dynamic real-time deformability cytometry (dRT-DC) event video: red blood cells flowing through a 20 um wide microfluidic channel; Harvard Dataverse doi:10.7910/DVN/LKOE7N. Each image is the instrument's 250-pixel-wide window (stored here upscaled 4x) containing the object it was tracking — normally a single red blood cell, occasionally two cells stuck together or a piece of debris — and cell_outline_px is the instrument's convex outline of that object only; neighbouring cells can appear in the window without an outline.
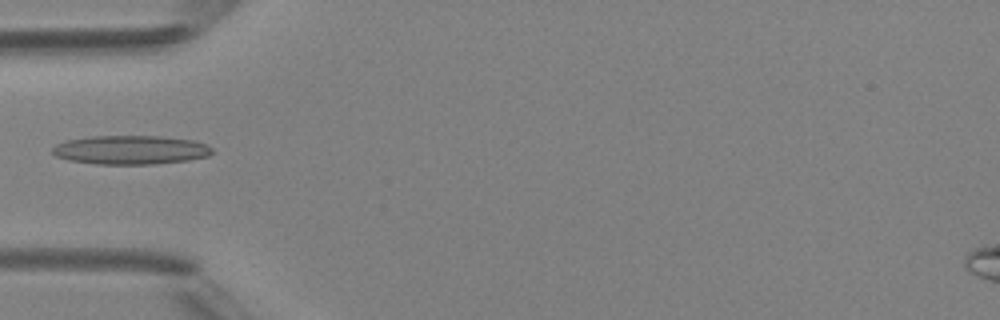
{"species": "Egyptian fruit bat (a non-hibernating species)", "species_latin": "Rousettus aegyptiacus", "temperature_condition": "room temperature", "stored_images_in_passage": 5, "camera_frame_rate_fps": 3000, "um_per_image_px": 0.085, "animal": {"sex": "female"}, "frame": {"image": 1, "passage_image": 4, "time_ms": 4.333, "image_size_px": [1000, 320], "cell_outline_px": [[212, 152], [208, 156], [188, 160], [152, 164], [96, 164], [68, 160], [56, 156], [52, 152], [52, 148], [56, 144], [64, 140], [92, 136], [160, 136], [192, 140], [204, 144], [212, 148]], "centroid_in_image_um": [11.05, 12.74], "position_along_channel_um": 73.9, "area_um2": 26.88}}
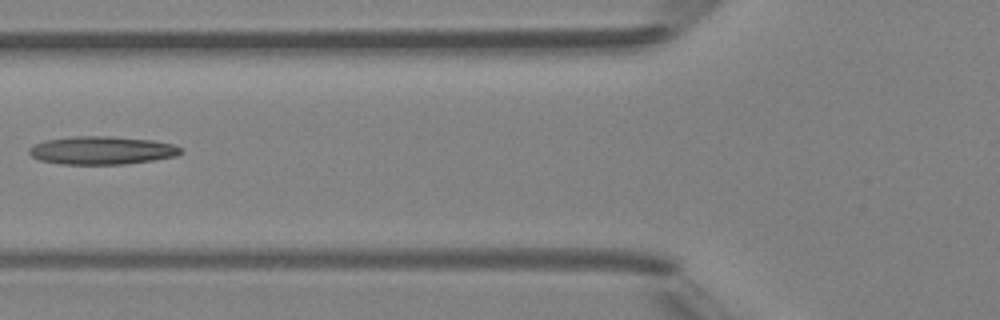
{"frame": {"image": 2, "passage_image": 5, "time_ms": 5.333, "image_size_px": [1000, 320], "cell_outline_px": [[184, 152], [176, 156], [152, 160], [124, 164], [60, 164], [40, 160], [32, 156], [28, 152], [28, 148], [32, 144], [44, 140], [72, 136], [112, 136], [152, 140], [172, 144], [180, 148]], "centroid_in_image_um": [8.61, 12.77], "position_along_channel_um": 117.2, "area_um2": 24.97}}